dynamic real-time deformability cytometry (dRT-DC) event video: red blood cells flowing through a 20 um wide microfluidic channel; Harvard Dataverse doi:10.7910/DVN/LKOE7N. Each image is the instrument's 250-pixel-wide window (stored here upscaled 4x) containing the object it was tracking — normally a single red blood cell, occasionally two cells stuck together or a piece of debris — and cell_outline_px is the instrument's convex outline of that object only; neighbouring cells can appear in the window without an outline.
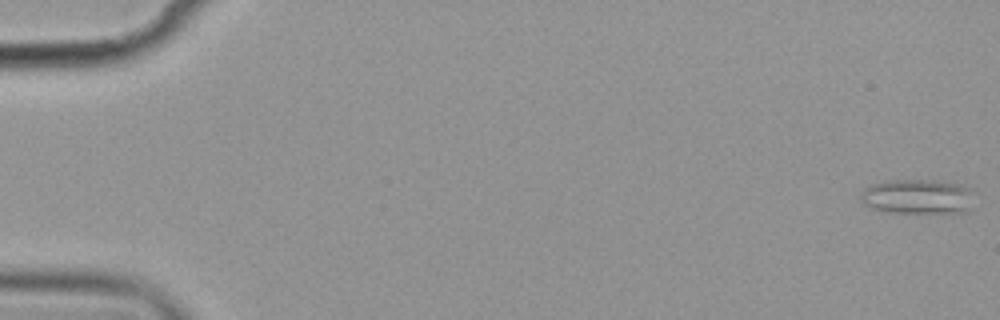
{"species": "common noctule bat (a hibernating species)", "species_latin": "Nyctalus noctula", "temperature_condition": "cold", "stored_images_in_passage": 11, "camera_frame_rate_fps": 3000, "um_per_image_px": 0.085, "animal": {"sex": "female", "body_mass_g": 19.9}, "frame": {"image": 1, "passage_image": 1, "time_ms": 0.0, "image_size_px": [1000, 320], "cell_outline_px": [[968, 188], [964, 212], [896, 212], [876, 208], [864, 204], [860, 200], [860, 192], [864, 188], [872, 184], [896, 180], [924, 180], [952, 184]], "centroid_in_image_um": [77.8, 16.7], "position_along_channel_um": 7.2, "area_um2": 21.44}}
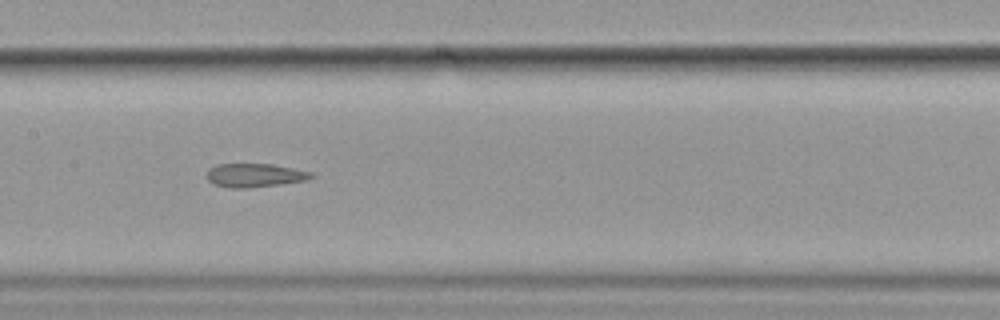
{"frame": {"image": 2, "passage_image": 8, "time_ms": 9.333, "image_size_px": [1000, 320], "cell_outline_px": [[316, 176], [308, 180], [248, 188], [228, 188], [212, 184], [208, 180], [208, 168], [216, 164], [272, 164], [312, 172]], "centroid_in_image_um": [21.64, 14.9], "position_along_channel_um": 185.8, "area_um2": 14.45}}
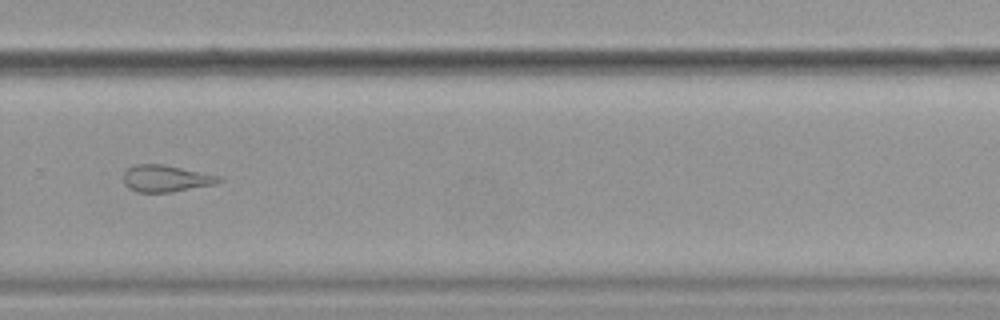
{"frame": {"image": 3, "passage_image": 11, "time_ms": 13.0, "image_size_px": [1000, 320], "cell_outline_px": [[224, 180], [216, 184], [172, 192], [136, 192], [128, 188], [124, 184], [124, 172], [128, 168], [136, 164], [164, 164], [220, 176]], "centroid_in_image_um": [14.11, 15.17], "position_along_channel_um": 315.7, "area_um2": 14.97}}